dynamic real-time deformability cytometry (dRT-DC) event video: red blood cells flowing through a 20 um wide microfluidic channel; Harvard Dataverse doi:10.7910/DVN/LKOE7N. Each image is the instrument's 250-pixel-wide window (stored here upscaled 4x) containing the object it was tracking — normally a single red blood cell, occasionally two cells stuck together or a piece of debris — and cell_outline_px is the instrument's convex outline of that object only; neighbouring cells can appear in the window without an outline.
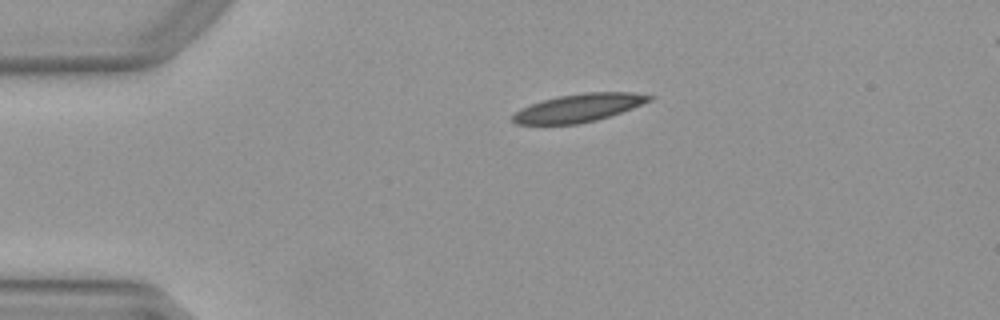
{"species": "Egyptian fruit bat (a non-hibernating species)", "species_latin": "Rousettus aegyptiacus", "temperature_condition": "warm", "stored_images_in_passage": 19, "camera_frame_rate_fps": 3000, "um_per_image_px": 0.085, "animal": {"sex": "female"}, "frame": {"image": 1, "passage_image": 1, "time_ms": 0.0, "image_size_px": [1000, 320], "cell_outline_px": [[656, 96], [652, 100], [632, 108], [596, 120], [576, 124], [516, 124], [512, 120], [512, 116], [520, 108], [556, 96], [584, 92], [632, 92]], "centroid_in_image_um": [49.2, 9.16], "position_along_channel_um": 35.8, "area_um2": 22.2}}
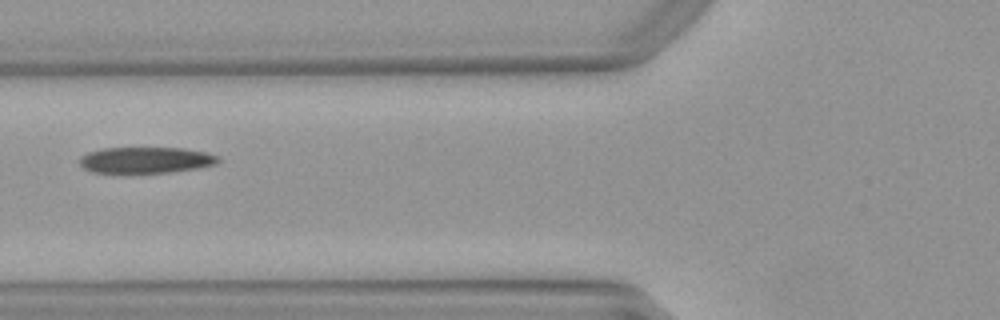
{"frame": {"image": 2, "passage_image": 10, "time_ms": 3.0, "image_size_px": [1000, 320], "cell_outline_px": [[220, 160], [216, 164], [196, 168], [172, 172], [124, 176], [112, 176], [92, 172], [84, 168], [80, 164], [80, 156], [88, 152], [104, 148], [184, 148], [208, 152], [216, 156]], "centroid_in_image_um": [12.3, 13.66], "position_along_channel_um": 113.5, "area_um2": 22.25}}
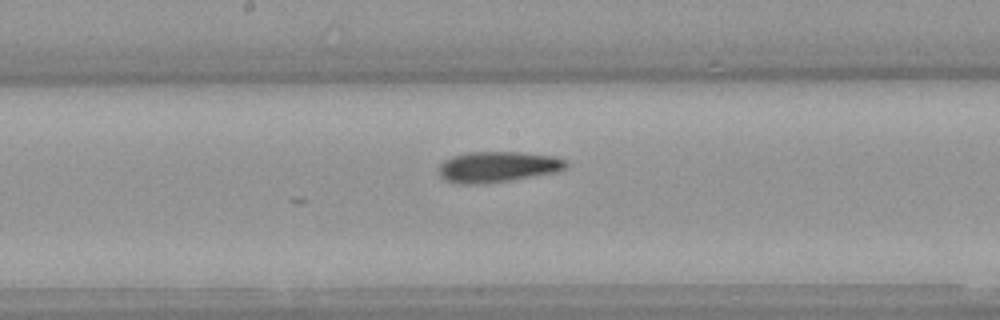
{"frame": {"image": 3, "passage_image": 17, "time_ms": 5.333, "image_size_px": [1000, 320], "cell_outline_px": [[568, 168], [556, 172], [512, 180], [484, 184], [456, 184], [444, 180], [440, 176], [440, 164], [444, 160], [452, 156], [468, 152], [520, 152], [556, 156], [568, 160]], "centroid_in_image_um": [42.33, 14.19], "position_along_channel_um": 205.9, "area_um2": 23.18}}